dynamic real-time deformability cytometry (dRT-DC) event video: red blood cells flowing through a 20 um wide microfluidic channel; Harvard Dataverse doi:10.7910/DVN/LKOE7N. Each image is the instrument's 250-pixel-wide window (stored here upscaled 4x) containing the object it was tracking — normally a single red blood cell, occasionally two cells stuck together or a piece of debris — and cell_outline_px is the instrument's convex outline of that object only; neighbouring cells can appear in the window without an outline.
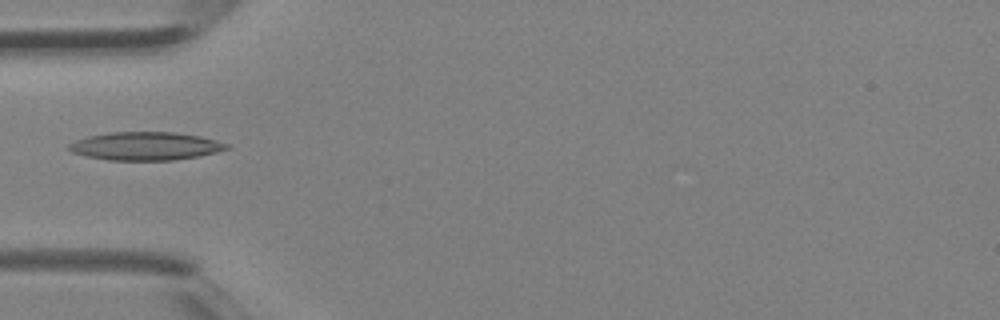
{"species": "Egyptian fruit bat (a non-hibernating species)", "species_latin": "Rousettus aegyptiacus", "temperature_condition": "room temperature", "stored_images_in_passage": 3, "camera_frame_rate_fps": 3000, "um_per_image_px": 0.085, "animal": {"sex": "female"}, "frame": {"image": 1, "passage_image": 3, "time_ms": 0.667, "image_size_px": [1000, 320], "cell_outline_px": [[232, 148], [216, 152], [196, 156], [172, 160], [108, 160], [88, 156], [72, 152], [68, 148], [68, 144], [76, 140], [88, 136], [108, 132], [172, 132], [200, 136], [216, 140], [228, 144]], "centroid_in_image_um": [12.37, 12.41], "position_along_channel_um": 72.6, "area_um2": 25.78}}